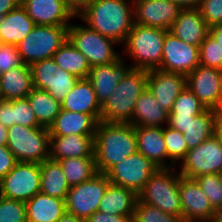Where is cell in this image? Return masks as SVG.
Here are the masks:
<instances>
[{"mask_svg":"<svg viewBox=\"0 0 222 222\" xmlns=\"http://www.w3.org/2000/svg\"><path fill=\"white\" fill-rule=\"evenodd\" d=\"M89 28L121 46L135 23L133 0H93L76 15Z\"/></svg>","mask_w":222,"mask_h":222,"instance_id":"obj_1","label":"cell"},{"mask_svg":"<svg viewBox=\"0 0 222 222\" xmlns=\"http://www.w3.org/2000/svg\"><path fill=\"white\" fill-rule=\"evenodd\" d=\"M138 151L135 126L99 121L94 137L96 169L107 173L115 164Z\"/></svg>","mask_w":222,"mask_h":222,"instance_id":"obj_2","label":"cell"},{"mask_svg":"<svg viewBox=\"0 0 222 222\" xmlns=\"http://www.w3.org/2000/svg\"><path fill=\"white\" fill-rule=\"evenodd\" d=\"M166 29L134 23L122 48V58L132 68L160 69Z\"/></svg>","mask_w":222,"mask_h":222,"instance_id":"obj_3","label":"cell"},{"mask_svg":"<svg viewBox=\"0 0 222 222\" xmlns=\"http://www.w3.org/2000/svg\"><path fill=\"white\" fill-rule=\"evenodd\" d=\"M147 71L131 68L101 106L100 121L130 123L135 103L147 88Z\"/></svg>","mask_w":222,"mask_h":222,"instance_id":"obj_4","label":"cell"},{"mask_svg":"<svg viewBox=\"0 0 222 222\" xmlns=\"http://www.w3.org/2000/svg\"><path fill=\"white\" fill-rule=\"evenodd\" d=\"M68 40L87 58L91 67L113 63L122 56L119 43L89 28L77 16L68 27Z\"/></svg>","mask_w":222,"mask_h":222,"instance_id":"obj_5","label":"cell"},{"mask_svg":"<svg viewBox=\"0 0 222 222\" xmlns=\"http://www.w3.org/2000/svg\"><path fill=\"white\" fill-rule=\"evenodd\" d=\"M177 168H158L138 194V200L182 219Z\"/></svg>","mask_w":222,"mask_h":222,"instance_id":"obj_6","label":"cell"},{"mask_svg":"<svg viewBox=\"0 0 222 222\" xmlns=\"http://www.w3.org/2000/svg\"><path fill=\"white\" fill-rule=\"evenodd\" d=\"M50 134L45 127L14 124L8 128L7 148L17 162L42 163L50 158Z\"/></svg>","mask_w":222,"mask_h":222,"instance_id":"obj_7","label":"cell"},{"mask_svg":"<svg viewBox=\"0 0 222 222\" xmlns=\"http://www.w3.org/2000/svg\"><path fill=\"white\" fill-rule=\"evenodd\" d=\"M68 27L69 25H35L17 45L22 62L31 65L52 58L68 39Z\"/></svg>","mask_w":222,"mask_h":222,"instance_id":"obj_8","label":"cell"},{"mask_svg":"<svg viewBox=\"0 0 222 222\" xmlns=\"http://www.w3.org/2000/svg\"><path fill=\"white\" fill-rule=\"evenodd\" d=\"M110 181L105 173H96L88 181L70 186L65 200L66 212L86 220L99 209Z\"/></svg>","mask_w":222,"mask_h":222,"instance_id":"obj_9","label":"cell"},{"mask_svg":"<svg viewBox=\"0 0 222 222\" xmlns=\"http://www.w3.org/2000/svg\"><path fill=\"white\" fill-rule=\"evenodd\" d=\"M40 163L17 162L0 180V195L26 202L40 192Z\"/></svg>","mask_w":222,"mask_h":222,"instance_id":"obj_10","label":"cell"},{"mask_svg":"<svg viewBox=\"0 0 222 222\" xmlns=\"http://www.w3.org/2000/svg\"><path fill=\"white\" fill-rule=\"evenodd\" d=\"M176 168L181 176L194 179L201 175L219 174L222 171V144L213 135L188 150Z\"/></svg>","mask_w":222,"mask_h":222,"instance_id":"obj_11","label":"cell"},{"mask_svg":"<svg viewBox=\"0 0 222 222\" xmlns=\"http://www.w3.org/2000/svg\"><path fill=\"white\" fill-rule=\"evenodd\" d=\"M159 167L140 152L115 164L107 173L111 184L133 190L137 195Z\"/></svg>","mask_w":222,"mask_h":222,"instance_id":"obj_12","label":"cell"},{"mask_svg":"<svg viewBox=\"0 0 222 222\" xmlns=\"http://www.w3.org/2000/svg\"><path fill=\"white\" fill-rule=\"evenodd\" d=\"M30 68L34 88L47 91L60 103L80 80L61 69L53 58L37 61Z\"/></svg>","mask_w":222,"mask_h":222,"instance_id":"obj_13","label":"cell"},{"mask_svg":"<svg viewBox=\"0 0 222 222\" xmlns=\"http://www.w3.org/2000/svg\"><path fill=\"white\" fill-rule=\"evenodd\" d=\"M179 191L182 206V220L215 222L219 213L212 207L209 199L194 178L180 175Z\"/></svg>","mask_w":222,"mask_h":222,"instance_id":"obj_14","label":"cell"},{"mask_svg":"<svg viewBox=\"0 0 222 222\" xmlns=\"http://www.w3.org/2000/svg\"><path fill=\"white\" fill-rule=\"evenodd\" d=\"M200 64L199 47L187 44L169 30L162 48L160 70L188 75Z\"/></svg>","mask_w":222,"mask_h":222,"instance_id":"obj_15","label":"cell"},{"mask_svg":"<svg viewBox=\"0 0 222 222\" xmlns=\"http://www.w3.org/2000/svg\"><path fill=\"white\" fill-rule=\"evenodd\" d=\"M186 77L187 87L206 109L215 110L222 97V70L199 64Z\"/></svg>","mask_w":222,"mask_h":222,"instance_id":"obj_16","label":"cell"},{"mask_svg":"<svg viewBox=\"0 0 222 222\" xmlns=\"http://www.w3.org/2000/svg\"><path fill=\"white\" fill-rule=\"evenodd\" d=\"M135 23L169 30L182 10L171 0H133Z\"/></svg>","mask_w":222,"mask_h":222,"instance_id":"obj_17","label":"cell"},{"mask_svg":"<svg viewBox=\"0 0 222 222\" xmlns=\"http://www.w3.org/2000/svg\"><path fill=\"white\" fill-rule=\"evenodd\" d=\"M147 77V88L162 108L170 112L174 101L187 86L186 75L178 72L152 69L147 71Z\"/></svg>","mask_w":222,"mask_h":222,"instance_id":"obj_18","label":"cell"},{"mask_svg":"<svg viewBox=\"0 0 222 222\" xmlns=\"http://www.w3.org/2000/svg\"><path fill=\"white\" fill-rule=\"evenodd\" d=\"M20 4L35 25H70L76 17L64 0H21Z\"/></svg>","mask_w":222,"mask_h":222,"instance_id":"obj_19","label":"cell"},{"mask_svg":"<svg viewBox=\"0 0 222 222\" xmlns=\"http://www.w3.org/2000/svg\"><path fill=\"white\" fill-rule=\"evenodd\" d=\"M122 56L113 63L96 65L90 68L88 80L92 83L98 103L102 106L131 69Z\"/></svg>","mask_w":222,"mask_h":222,"instance_id":"obj_20","label":"cell"},{"mask_svg":"<svg viewBox=\"0 0 222 222\" xmlns=\"http://www.w3.org/2000/svg\"><path fill=\"white\" fill-rule=\"evenodd\" d=\"M138 152L150 159L159 168H176L168 159L163 136V127L135 126Z\"/></svg>","mask_w":222,"mask_h":222,"instance_id":"obj_21","label":"cell"},{"mask_svg":"<svg viewBox=\"0 0 222 222\" xmlns=\"http://www.w3.org/2000/svg\"><path fill=\"white\" fill-rule=\"evenodd\" d=\"M94 137L78 134L50 136V159L59 161L70 157H95Z\"/></svg>","mask_w":222,"mask_h":222,"instance_id":"obj_22","label":"cell"},{"mask_svg":"<svg viewBox=\"0 0 222 222\" xmlns=\"http://www.w3.org/2000/svg\"><path fill=\"white\" fill-rule=\"evenodd\" d=\"M169 31L187 44L200 46L209 28L198 9L181 10Z\"/></svg>","mask_w":222,"mask_h":222,"instance_id":"obj_23","label":"cell"},{"mask_svg":"<svg viewBox=\"0 0 222 222\" xmlns=\"http://www.w3.org/2000/svg\"><path fill=\"white\" fill-rule=\"evenodd\" d=\"M61 109L92 115L98 122L101 116V105L98 103L92 83L80 79L61 102Z\"/></svg>","mask_w":222,"mask_h":222,"instance_id":"obj_24","label":"cell"},{"mask_svg":"<svg viewBox=\"0 0 222 222\" xmlns=\"http://www.w3.org/2000/svg\"><path fill=\"white\" fill-rule=\"evenodd\" d=\"M169 112L156 101L146 88L135 103L130 124L138 127H164L168 123Z\"/></svg>","mask_w":222,"mask_h":222,"instance_id":"obj_25","label":"cell"},{"mask_svg":"<svg viewBox=\"0 0 222 222\" xmlns=\"http://www.w3.org/2000/svg\"><path fill=\"white\" fill-rule=\"evenodd\" d=\"M98 121L89 114L61 109L49 127L50 136L95 135Z\"/></svg>","mask_w":222,"mask_h":222,"instance_id":"obj_26","label":"cell"},{"mask_svg":"<svg viewBox=\"0 0 222 222\" xmlns=\"http://www.w3.org/2000/svg\"><path fill=\"white\" fill-rule=\"evenodd\" d=\"M34 89L30 65L21 64L0 75V95L4 100L25 98Z\"/></svg>","mask_w":222,"mask_h":222,"instance_id":"obj_27","label":"cell"},{"mask_svg":"<svg viewBox=\"0 0 222 222\" xmlns=\"http://www.w3.org/2000/svg\"><path fill=\"white\" fill-rule=\"evenodd\" d=\"M34 26V21L20 4L3 16L0 23V44L17 46Z\"/></svg>","mask_w":222,"mask_h":222,"instance_id":"obj_28","label":"cell"},{"mask_svg":"<svg viewBox=\"0 0 222 222\" xmlns=\"http://www.w3.org/2000/svg\"><path fill=\"white\" fill-rule=\"evenodd\" d=\"M27 222H57L66 212L65 200L41 192L25 202Z\"/></svg>","mask_w":222,"mask_h":222,"instance_id":"obj_29","label":"cell"},{"mask_svg":"<svg viewBox=\"0 0 222 222\" xmlns=\"http://www.w3.org/2000/svg\"><path fill=\"white\" fill-rule=\"evenodd\" d=\"M138 195L131 189L109 184L99 203L98 211L106 214L133 216Z\"/></svg>","mask_w":222,"mask_h":222,"instance_id":"obj_30","label":"cell"},{"mask_svg":"<svg viewBox=\"0 0 222 222\" xmlns=\"http://www.w3.org/2000/svg\"><path fill=\"white\" fill-rule=\"evenodd\" d=\"M40 192L52 197L66 200L70 189L58 161L47 159L40 163Z\"/></svg>","mask_w":222,"mask_h":222,"instance_id":"obj_31","label":"cell"},{"mask_svg":"<svg viewBox=\"0 0 222 222\" xmlns=\"http://www.w3.org/2000/svg\"><path fill=\"white\" fill-rule=\"evenodd\" d=\"M63 70L79 79L88 78L90 64L87 58L67 39L52 57Z\"/></svg>","mask_w":222,"mask_h":222,"instance_id":"obj_32","label":"cell"},{"mask_svg":"<svg viewBox=\"0 0 222 222\" xmlns=\"http://www.w3.org/2000/svg\"><path fill=\"white\" fill-rule=\"evenodd\" d=\"M27 99L31 104L38 123L42 127L49 129L56 116L60 113L61 103L47 91L36 88L27 95Z\"/></svg>","mask_w":222,"mask_h":222,"instance_id":"obj_33","label":"cell"},{"mask_svg":"<svg viewBox=\"0 0 222 222\" xmlns=\"http://www.w3.org/2000/svg\"><path fill=\"white\" fill-rule=\"evenodd\" d=\"M215 119V110L211 109L195 116L194 120L185 128V132L182 133L188 150L197 147L214 135Z\"/></svg>","mask_w":222,"mask_h":222,"instance_id":"obj_34","label":"cell"},{"mask_svg":"<svg viewBox=\"0 0 222 222\" xmlns=\"http://www.w3.org/2000/svg\"><path fill=\"white\" fill-rule=\"evenodd\" d=\"M69 186L88 181L96 173L95 157H70L58 161Z\"/></svg>","mask_w":222,"mask_h":222,"instance_id":"obj_35","label":"cell"},{"mask_svg":"<svg viewBox=\"0 0 222 222\" xmlns=\"http://www.w3.org/2000/svg\"><path fill=\"white\" fill-rule=\"evenodd\" d=\"M163 136L168 159L177 167L188 152L183 134L166 125L163 127Z\"/></svg>","mask_w":222,"mask_h":222,"instance_id":"obj_36","label":"cell"},{"mask_svg":"<svg viewBox=\"0 0 222 222\" xmlns=\"http://www.w3.org/2000/svg\"><path fill=\"white\" fill-rule=\"evenodd\" d=\"M206 110L199 98L186 86L174 101L169 113L179 116H198Z\"/></svg>","mask_w":222,"mask_h":222,"instance_id":"obj_37","label":"cell"},{"mask_svg":"<svg viewBox=\"0 0 222 222\" xmlns=\"http://www.w3.org/2000/svg\"><path fill=\"white\" fill-rule=\"evenodd\" d=\"M181 220L176 215L164 213L161 209L138 199L132 217V222H180Z\"/></svg>","mask_w":222,"mask_h":222,"instance_id":"obj_38","label":"cell"},{"mask_svg":"<svg viewBox=\"0 0 222 222\" xmlns=\"http://www.w3.org/2000/svg\"><path fill=\"white\" fill-rule=\"evenodd\" d=\"M203 193L209 199L212 207L218 212H222V184L219 174L201 175L195 178Z\"/></svg>","mask_w":222,"mask_h":222,"instance_id":"obj_39","label":"cell"},{"mask_svg":"<svg viewBox=\"0 0 222 222\" xmlns=\"http://www.w3.org/2000/svg\"><path fill=\"white\" fill-rule=\"evenodd\" d=\"M200 64L222 70V47L210 34L199 46Z\"/></svg>","mask_w":222,"mask_h":222,"instance_id":"obj_40","label":"cell"},{"mask_svg":"<svg viewBox=\"0 0 222 222\" xmlns=\"http://www.w3.org/2000/svg\"><path fill=\"white\" fill-rule=\"evenodd\" d=\"M12 126L14 124L26 127H42L35 116V113L27 97L11 100Z\"/></svg>","mask_w":222,"mask_h":222,"instance_id":"obj_41","label":"cell"},{"mask_svg":"<svg viewBox=\"0 0 222 222\" xmlns=\"http://www.w3.org/2000/svg\"><path fill=\"white\" fill-rule=\"evenodd\" d=\"M0 222H27L25 202L0 195Z\"/></svg>","mask_w":222,"mask_h":222,"instance_id":"obj_42","label":"cell"},{"mask_svg":"<svg viewBox=\"0 0 222 222\" xmlns=\"http://www.w3.org/2000/svg\"><path fill=\"white\" fill-rule=\"evenodd\" d=\"M197 9L208 28L222 24V0H202Z\"/></svg>","mask_w":222,"mask_h":222,"instance_id":"obj_43","label":"cell"},{"mask_svg":"<svg viewBox=\"0 0 222 222\" xmlns=\"http://www.w3.org/2000/svg\"><path fill=\"white\" fill-rule=\"evenodd\" d=\"M23 64L17 46L0 44V75Z\"/></svg>","mask_w":222,"mask_h":222,"instance_id":"obj_44","label":"cell"},{"mask_svg":"<svg viewBox=\"0 0 222 222\" xmlns=\"http://www.w3.org/2000/svg\"><path fill=\"white\" fill-rule=\"evenodd\" d=\"M17 160L7 146H0V180L15 166Z\"/></svg>","mask_w":222,"mask_h":222,"instance_id":"obj_45","label":"cell"},{"mask_svg":"<svg viewBox=\"0 0 222 222\" xmlns=\"http://www.w3.org/2000/svg\"><path fill=\"white\" fill-rule=\"evenodd\" d=\"M133 216H122L114 214H106L105 212L96 211L85 222H132Z\"/></svg>","mask_w":222,"mask_h":222,"instance_id":"obj_46","label":"cell"},{"mask_svg":"<svg viewBox=\"0 0 222 222\" xmlns=\"http://www.w3.org/2000/svg\"><path fill=\"white\" fill-rule=\"evenodd\" d=\"M194 118L195 116H179L169 113L167 125L181 133H184L185 128L194 120Z\"/></svg>","mask_w":222,"mask_h":222,"instance_id":"obj_47","label":"cell"},{"mask_svg":"<svg viewBox=\"0 0 222 222\" xmlns=\"http://www.w3.org/2000/svg\"><path fill=\"white\" fill-rule=\"evenodd\" d=\"M0 123L7 128L12 126L11 100H0Z\"/></svg>","mask_w":222,"mask_h":222,"instance_id":"obj_48","label":"cell"},{"mask_svg":"<svg viewBox=\"0 0 222 222\" xmlns=\"http://www.w3.org/2000/svg\"><path fill=\"white\" fill-rule=\"evenodd\" d=\"M93 0H64L65 4L77 15Z\"/></svg>","mask_w":222,"mask_h":222,"instance_id":"obj_49","label":"cell"},{"mask_svg":"<svg viewBox=\"0 0 222 222\" xmlns=\"http://www.w3.org/2000/svg\"><path fill=\"white\" fill-rule=\"evenodd\" d=\"M21 3V0H0V16H4L11 10L16 9Z\"/></svg>","mask_w":222,"mask_h":222,"instance_id":"obj_50","label":"cell"},{"mask_svg":"<svg viewBox=\"0 0 222 222\" xmlns=\"http://www.w3.org/2000/svg\"><path fill=\"white\" fill-rule=\"evenodd\" d=\"M182 10L197 9L202 0H171Z\"/></svg>","mask_w":222,"mask_h":222,"instance_id":"obj_51","label":"cell"},{"mask_svg":"<svg viewBox=\"0 0 222 222\" xmlns=\"http://www.w3.org/2000/svg\"><path fill=\"white\" fill-rule=\"evenodd\" d=\"M209 34L217 41H219L220 46L222 47V24L215 25L209 28Z\"/></svg>","mask_w":222,"mask_h":222,"instance_id":"obj_52","label":"cell"},{"mask_svg":"<svg viewBox=\"0 0 222 222\" xmlns=\"http://www.w3.org/2000/svg\"><path fill=\"white\" fill-rule=\"evenodd\" d=\"M57 222H85V220L80 219L79 217L65 212Z\"/></svg>","mask_w":222,"mask_h":222,"instance_id":"obj_53","label":"cell"},{"mask_svg":"<svg viewBox=\"0 0 222 222\" xmlns=\"http://www.w3.org/2000/svg\"><path fill=\"white\" fill-rule=\"evenodd\" d=\"M8 128L0 123V146H7Z\"/></svg>","mask_w":222,"mask_h":222,"instance_id":"obj_54","label":"cell"},{"mask_svg":"<svg viewBox=\"0 0 222 222\" xmlns=\"http://www.w3.org/2000/svg\"><path fill=\"white\" fill-rule=\"evenodd\" d=\"M214 136L222 144V120H215V123H214Z\"/></svg>","mask_w":222,"mask_h":222,"instance_id":"obj_55","label":"cell"},{"mask_svg":"<svg viewBox=\"0 0 222 222\" xmlns=\"http://www.w3.org/2000/svg\"><path fill=\"white\" fill-rule=\"evenodd\" d=\"M215 115H216L215 120H222V97L220 98L219 104L215 109Z\"/></svg>","mask_w":222,"mask_h":222,"instance_id":"obj_56","label":"cell"},{"mask_svg":"<svg viewBox=\"0 0 222 222\" xmlns=\"http://www.w3.org/2000/svg\"><path fill=\"white\" fill-rule=\"evenodd\" d=\"M215 222H222V212L219 213V215L215 219Z\"/></svg>","mask_w":222,"mask_h":222,"instance_id":"obj_57","label":"cell"},{"mask_svg":"<svg viewBox=\"0 0 222 222\" xmlns=\"http://www.w3.org/2000/svg\"><path fill=\"white\" fill-rule=\"evenodd\" d=\"M219 177H220V181H221V184H222V171L219 173Z\"/></svg>","mask_w":222,"mask_h":222,"instance_id":"obj_58","label":"cell"},{"mask_svg":"<svg viewBox=\"0 0 222 222\" xmlns=\"http://www.w3.org/2000/svg\"><path fill=\"white\" fill-rule=\"evenodd\" d=\"M180 222H192V221L181 220Z\"/></svg>","mask_w":222,"mask_h":222,"instance_id":"obj_59","label":"cell"}]
</instances>
